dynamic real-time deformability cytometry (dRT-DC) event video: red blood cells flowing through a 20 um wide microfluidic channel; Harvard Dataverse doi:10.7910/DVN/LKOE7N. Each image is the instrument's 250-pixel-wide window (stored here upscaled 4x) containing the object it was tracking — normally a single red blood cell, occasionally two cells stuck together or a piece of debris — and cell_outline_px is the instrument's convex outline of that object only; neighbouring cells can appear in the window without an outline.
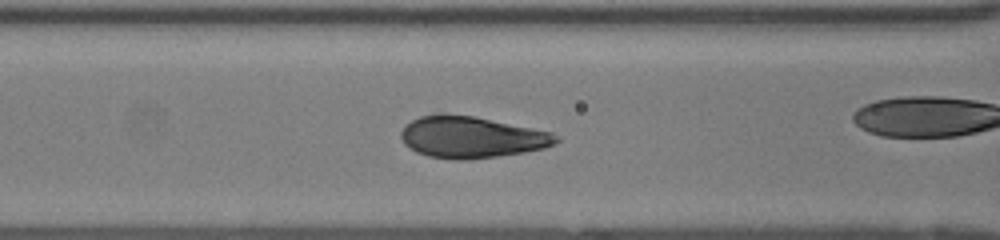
{"species": "human", "species_latin": "Homo sapiens", "temperature_condition": "room temperature", "stored_images_in_passage": 20, "camera_frame_rate_fps": 3000, "um_per_image_px": 0.085, "donor": {"sex": "female"}, "frame": {"image": 1, "passage_image": 15, "time_ms": 4.667, "image_size_px": [1000, 240], "cell_outline_px": [[560, 140], [556, 144], [544, 148], [524, 152], [468, 160], [460, 160], [428, 156], [416, 152], [408, 148], [404, 144], [400, 136], [400, 132], [404, 124], [420, 116], [436, 112], [444, 112], [472, 116], [552, 132], [560, 136]], "centroid_in_image_um": [40.03, 11.64], "position_along_channel_um": 126.6, "area_um2": 37.92}}